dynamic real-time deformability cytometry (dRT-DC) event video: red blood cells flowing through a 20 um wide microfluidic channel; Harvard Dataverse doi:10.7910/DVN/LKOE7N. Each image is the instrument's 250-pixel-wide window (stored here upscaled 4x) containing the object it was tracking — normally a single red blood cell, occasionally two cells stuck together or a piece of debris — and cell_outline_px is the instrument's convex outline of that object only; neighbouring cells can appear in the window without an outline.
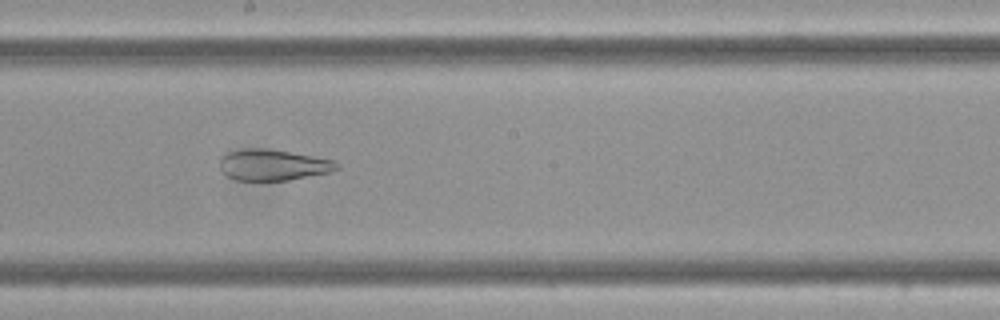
{"species": "Egyptian fruit bat (a non-hibernating species)", "species_latin": "Rousettus aegyptiacus", "temperature_condition": "cold", "stored_images_in_passage": 14, "camera_frame_rate_fps": 3000, "um_per_image_px": 0.085, "frame": {"image": 1, "passage_image": 8, "time_ms": 2.333, "image_size_px": [1000, 320], "cell_outline_px": [[340, 168], [332, 172], [288, 180], [236, 180], [228, 176], [220, 168], [220, 160], [228, 152], [244, 148], [264, 148], [336, 160], [340, 164]], "centroid_in_image_um": [23.26, 14.02], "position_along_channel_um": 224.9, "area_um2": 21.1}}
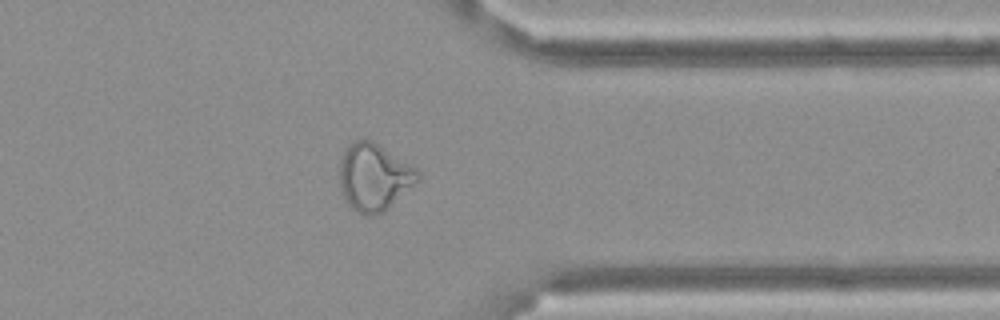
{"frame": {"image": 2, "passage_image": 12, "time_ms": 3.667, "image_size_px": [1000, 320], "cell_outline_px": [[420, 176], [384, 212], [372, 216], [364, 216], [356, 212], [344, 200], [340, 192], [340, 164], [344, 152], [348, 144], [356, 140], [372, 140], [416, 168], [420, 172]], "centroid_in_image_um": [31.74, 15.07], "position_along_channel_um": 379.7, "area_um2": 30.29}}